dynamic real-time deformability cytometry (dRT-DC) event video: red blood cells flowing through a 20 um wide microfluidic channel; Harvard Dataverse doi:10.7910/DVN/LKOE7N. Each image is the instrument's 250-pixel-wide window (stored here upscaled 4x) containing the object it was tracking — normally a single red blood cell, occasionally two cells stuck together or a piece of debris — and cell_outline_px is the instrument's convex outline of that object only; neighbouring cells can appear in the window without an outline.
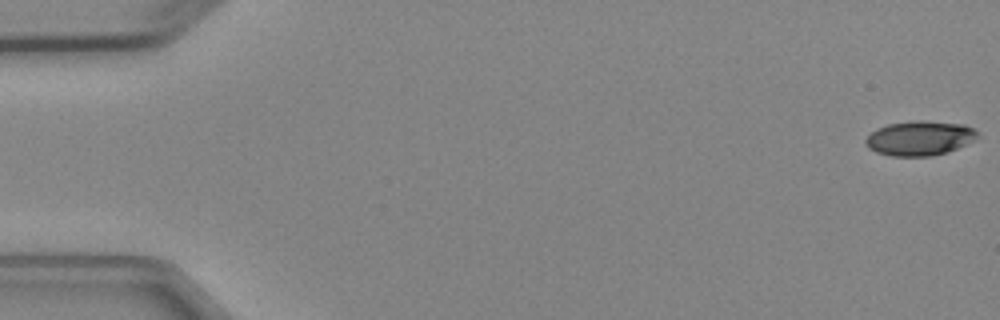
{"species": "Egyptian fruit bat (a non-hibernating species)", "species_latin": "Rousettus aegyptiacus", "temperature_condition": "cold", "stored_images_in_passage": 4, "camera_frame_rate_fps": 3000, "um_per_image_px": 0.085, "animal": {"sex": "female"}, "frame": {"image": 1, "passage_image": 1, "time_ms": 0.0, "image_size_px": [1000, 320], "cell_outline_px": [[980, 132], [972, 140], [948, 152], [928, 156], [892, 156], [876, 152], [868, 148], [864, 140], [876, 128], [888, 124], [912, 120], [924, 120], [964, 124]], "centroid_in_image_um": [78.14, 11.73], "position_along_channel_um": 6.9, "area_um2": 22.48}}
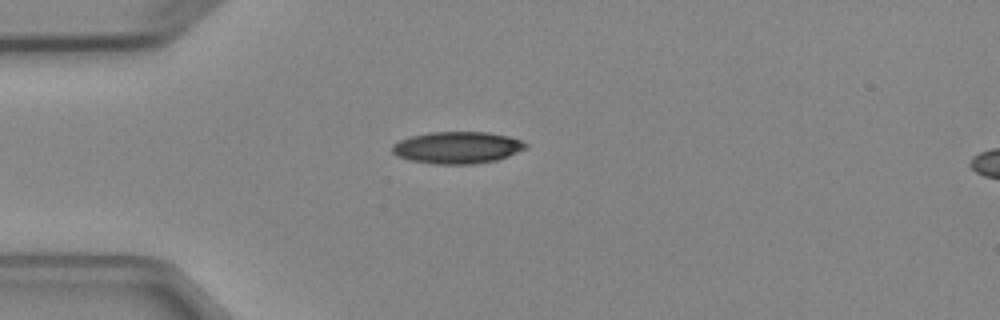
{"frame": {"image": 2, "passage_image": 4, "time_ms": 4.333, "image_size_px": [1000, 320], "cell_outline_px": [[528, 148], [508, 156], [496, 160], [472, 164], [432, 164], [408, 160], [396, 156], [392, 152], [392, 144], [400, 140], [412, 136], [428, 132], [488, 132], [508, 136], [520, 140], [528, 144]], "centroid_in_image_um": [38.86, 12.55], "position_along_channel_um": 46.1, "area_um2": 24.97}}